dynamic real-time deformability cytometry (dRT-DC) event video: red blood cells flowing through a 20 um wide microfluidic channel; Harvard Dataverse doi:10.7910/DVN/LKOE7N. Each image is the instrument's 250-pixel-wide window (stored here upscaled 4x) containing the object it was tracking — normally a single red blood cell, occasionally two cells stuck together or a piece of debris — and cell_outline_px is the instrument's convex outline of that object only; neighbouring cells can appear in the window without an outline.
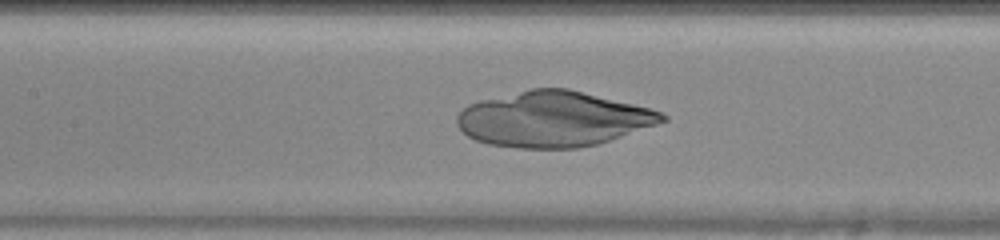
{"species": "human", "species_latin": "Homo sapiens", "temperature_condition": "warm", "stored_images_in_passage": 38, "camera_frame_rate_fps": 3000, "um_per_image_px": 0.085, "donor": {"sex": "female"}, "frame": {"image": 1, "passage_image": 13, "time_ms": 4.0, "image_size_px": [1000, 240], "cell_outline_px": [[668, 120], [596, 144], [576, 148], [516, 148], [488, 144], [476, 140], [468, 136], [456, 124], [456, 116], [468, 104], [480, 100], [532, 88], [568, 88], [648, 108], [660, 112], [668, 116]], "centroid_in_image_um": [46.97, 10.12], "position_along_channel_um": 160.4, "area_um2": 65.66}}
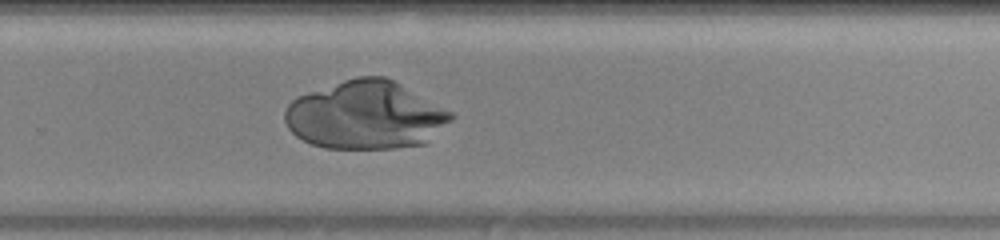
{"frame": {"image": 2, "passage_image": 23, "time_ms": 7.333, "image_size_px": [1000, 240], "cell_outline_px": [[456, 116], [452, 120], [424, 144], [396, 148], [324, 148], [312, 144], [296, 136], [288, 128], [284, 120], [284, 112], [288, 104], [292, 100], [308, 92], [356, 76], [384, 76], [400, 84], [452, 112]], "centroid_in_image_um": [31.06, 9.8], "position_along_channel_um": 298.7, "area_um2": 65.66}}